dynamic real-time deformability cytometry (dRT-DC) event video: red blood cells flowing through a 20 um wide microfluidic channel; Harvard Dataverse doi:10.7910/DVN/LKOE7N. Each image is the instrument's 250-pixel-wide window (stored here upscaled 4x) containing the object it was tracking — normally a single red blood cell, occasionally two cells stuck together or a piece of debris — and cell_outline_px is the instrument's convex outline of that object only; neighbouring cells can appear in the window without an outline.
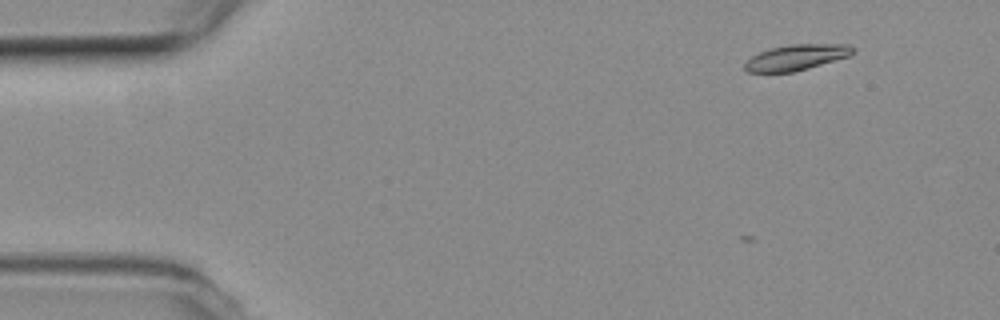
{"species": "common noctule bat (a hibernating species)", "species_latin": "Nyctalus noctula", "temperature_condition": "room temperature", "stored_images_in_passage": 8, "camera_frame_rate_fps": 3000, "um_per_image_px": 0.085, "animal": {"sex": "female", "body_mass_g": 19.3, "forearm_length_mm": 54.1}, "frame": {"image": 1, "passage_image": 4, "time_ms": 1.0, "image_size_px": [1000, 320], "cell_outline_px": [[852, 52], [848, 56], [808, 68], [792, 72], [748, 72], [744, 68], [744, 64], [752, 56], [760, 52], [772, 48], [792, 44], [848, 44], [852, 48]], "centroid_in_image_um": [67.65, 4.88], "position_along_channel_um": 17.3, "area_um2": 15.78}}